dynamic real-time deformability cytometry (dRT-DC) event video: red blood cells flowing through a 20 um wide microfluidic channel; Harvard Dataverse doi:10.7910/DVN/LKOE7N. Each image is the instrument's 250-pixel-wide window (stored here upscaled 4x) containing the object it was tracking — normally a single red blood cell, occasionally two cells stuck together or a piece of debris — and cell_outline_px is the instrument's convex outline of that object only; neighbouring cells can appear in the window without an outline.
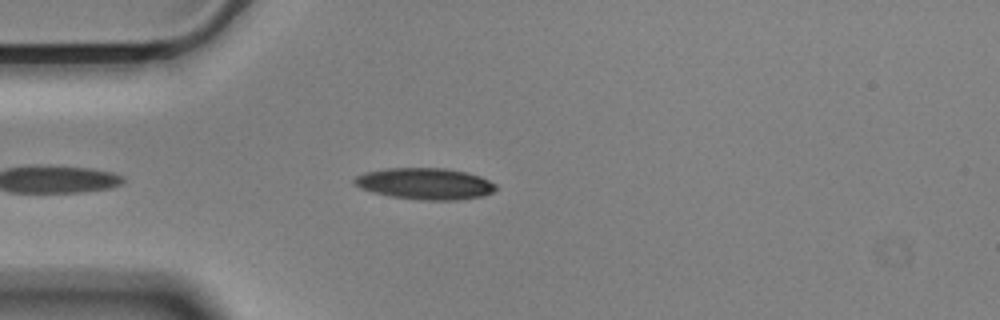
{"species": "Egyptian fruit bat (a non-hibernating species)", "species_latin": "Rousettus aegyptiacus", "temperature_condition": "cold", "stored_images_in_passage": 31, "camera_frame_rate_fps": 3000, "um_per_image_px": 0.085, "animal": {"sex": "male"}, "frame": {"image": 1, "passage_image": 3, "time_ms": 0.667, "image_size_px": [1000, 320], "cell_outline_px": [[496, 188], [492, 192], [484, 196], [456, 200], [420, 200], [392, 196], [372, 192], [360, 188], [352, 184], [352, 180], [356, 176], [364, 172], [384, 168], [444, 168], [468, 172], [480, 176], [496, 184]], "centroid_in_image_um": [36.1, 15.61], "position_along_channel_um": 48.9, "area_um2": 26.13}}
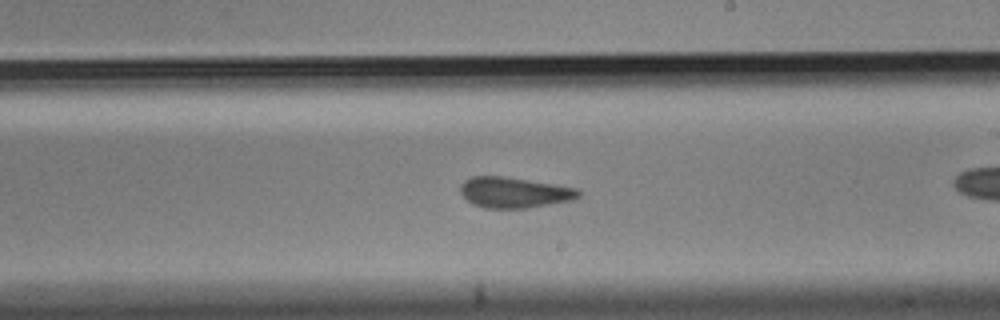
{"frame": {"image": 2, "passage_image": 17, "time_ms": 5.333, "image_size_px": [1000, 320], "cell_outline_px": [[580, 196], [572, 200], [528, 208], [484, 208], [472, 204], [460, 192], [460, 184], [464, 180], [472, 176], [500, 176], [528, 180], [580, 188]], "centroid_in_image_um": [43.71, 16.36], "position_along_channel_um": 245.3, "area_um2": 21.15}}
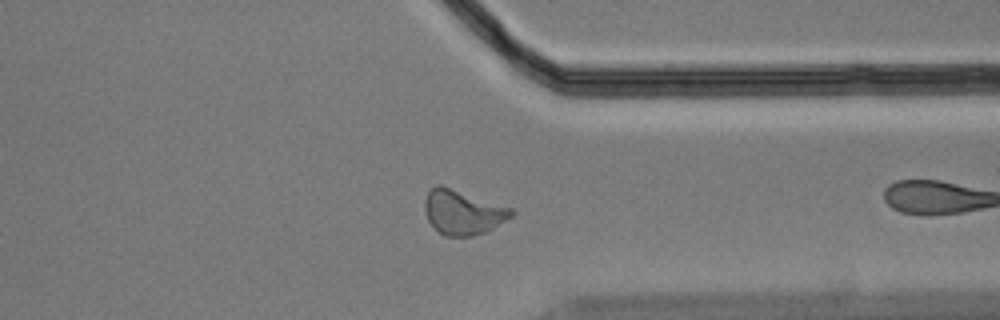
{"frame": {"image": 3, "passage_image": 28, "time_ms": 9.0, "image_size_px": [1000, 320], "cell_outline_px": [[516, 212], [512, 216], [492, 228], [484, 232], [472, 236], [444, 236], [428, 220], [424, 208], [424, 200], [428, 192], [436, 184], [440, 184], [512, 208]], "centroid_in_image_um": [39.33, 18.03], "position_along_channel_um": 372.1, "area_um2": 22.25}, "authors_computed_cell_mechanics": {"area_um2": 21.5594, "velocity_mm_per_s": 3.518, "shape_relaxation_time_tau1_ms": null, "shape_relaxation_time_tau2_ms": 1.7679, "deformation_change_tau1": null, "deformation_change_tau2": 0.0626}}